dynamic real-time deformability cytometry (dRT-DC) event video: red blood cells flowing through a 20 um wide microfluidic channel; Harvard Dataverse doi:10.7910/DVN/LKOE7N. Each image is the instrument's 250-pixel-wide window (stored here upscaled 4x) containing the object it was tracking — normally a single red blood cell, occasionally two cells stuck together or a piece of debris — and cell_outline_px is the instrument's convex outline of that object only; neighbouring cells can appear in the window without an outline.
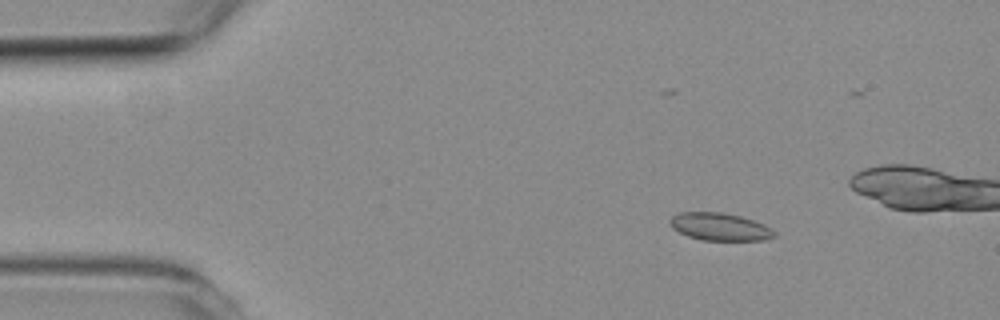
{"species": "common noctule bat (a hibernating species)", "species_latin": "Nyctalus noctula", "temperature_condition": "room temperature", "stored_images_in_passage": 4, "camera_frame_rate_fps": 3000, "um_per_image_px": 0.085, "animal": {"sex": "female", "body_mass_g": 19.3, "forearm_length_mm": 54.1}, "frame": {"image": 1, "passage_image": 1, "time_ms": 0.0, "image_size_px": [1000, 320], "cell_outline_px": [[776, 236], [764, 240], [704, 240], [688, 236], [672, 228], [668, 224], [668, 220], [672, 216], [680, 212], [720, 212], [740, 216], [764, 224], [772, 228], [776, 232]], "centroid_in_image_um": [61.18, 19.27], "position_along_channel_um": 23.8, "area_um2": 16.82}}